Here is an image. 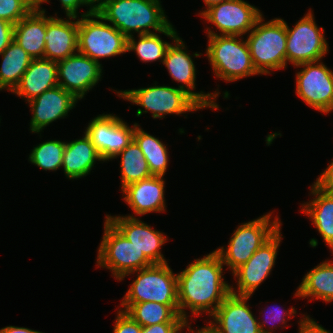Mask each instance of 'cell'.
<instances>
[{"label": "cell", "instance_id": "cell-28", "mask_svg": "<svg viewBox=\"0 0 333 333\" xmlns=\"http://www.w3.org/2000/svg\"><path fill=\"white\" fill-rule=\"evenodd\" d=\"M133 140L145 156L151 174L164 177L169 164L167 145L159 138L145 132L138 123H135Z\"/></svg>", "mask_w": 333, "mask_h": 333}, {"label": "cell", "instance_id": "cell-24", "mask_svg": "<svg viewBox=\"0 0 333 333\" xmlns=\"http://www.w3.org/2000/svg\"><path fill=\"white\" fill-rule=\"evenodd\" d=\"M96 161L104 162L85 132L81 139L66 142L62 168L68 179L86 177L91 173Z\"/></svg>", "mask_w": 333, "mask_h": 333}, {"label": "cell", "instance_id": "cell-6", "mask_svg": "<svg viewBox=\"0 0 333 333\" xmlns=\"http://www.w3.org/2000/svg\"><path fill=\"white\" fill-rule=\"evenodd\" d=\"M272 213L274 212L242 223L232 233L226 248L215 249L223 265H226L229 270L231 269L232 273L245 264L254 252L281 228L282 223L279 216L276 215L272 219Z\"/></svg>", "mask_w": 333, "mask_h": 333}, {"label": "cell", "instance_id": "cell-26", "mask_svg": "<svg viewBox=\"0 0 333 333\" xmlns=\"http://www.w3.org/2000/svg\"><path fill=\"white\" fill-rule=\"evenodd\" d=\"M298 298L333 301V261L325 260L311 269L302 279L294 293Z\"/></svg>", "mask_w": 333, "mask_h": 333}, {"label": "cell", "instance_id": "cell-7", "mask_svg": "<svg viewBox=\"0 0 333 333\" xmlns=\"http://www.w3.org/2000/svg\"><path fill=\"white\" fill-rule=\"evenodd\" d=\"M154 86L131 90H113L119 98H123L135 105L145 108H138L136 116L143 113H152V118H165L168 114L181 115L204 109L190 94L178 87Z\"/></svg>", "mask_w": 333, "mask_h": 333}, {"label": "cell", "instance_id": "cell-36", "mask_svg": "<svg viewBox=\"0 0 333 333\" xmlns=\"http://www.w3.org/2000/svg\"><path fill=\"white\" fill-rule=\"evenodd\" d=\"M189 326L188 322H165L142 327V333H182Z\"/></svg>", "mask_w": 333, "mask_h": 333}, {"label": "cell", "instance_id": "cell-38", "mask_svg": "<svg viewBox=\"0 0 333 333\" xmlns=\"http://www.w3.org/2000/svg\"><path fill=\"white\" fill-rule=\"evenodd\" d=\"M303 315L304 317H301V319L297 321L299 324L298 333H332L314 321L309 315Z\"/></svg>", "mask_w": 333, "mask_h": 333}, {"label": "cell", "instance_id": "cell-30", "mask_svg": "<svg viewBox=\"0 0 333 333\" xmlns=\"http://www.w3.org/2000/svg\"><path fill=\"white\" fill-rule=\"evenodd\" d=\"M118 156H121V190L129 184L152 176L145 156L134 140L113 159H117Z\"/></svg>", "mask_w": 333, "mask_h": 333}, {"label": "cell", "instance_id": "cell-21", "mask_svg": "<svg viewBox=\"0 0 333 333\" xmlns=\"http://www.w3.org/2000/svg\"><path fill=\"white\" fill-rule=\"evenodd\" d=\"M76 20V21H75ZM44 58L63 60L78 52V18L46 15Z\"/></svg>", "mask_w": 333, "mask_h": 333}, {"label": "cell", "instance_id": "cell-14", "mask_svg": "<svg viewBox=\"0 0 333 333\" xmlns=\"http://www.w3.org/2000/svg\"><path fill=\"white\" fill-rule=\"evenodd\" d=\"M280 228L253 256L233 273L237 287L230 285V292L239 296H252L255 290L271 274L282 242Z\"/></svg>", "mask_w": 333, "mask_h": 333}, {"label": "cell", "instance_id": "cell-34", "mask_svg": "<svg viewBox=\"0 0 333 333\" xmlns=\"http://www.w3.org/2000/svg\"><path fill=\"white\" fill-rule=\"evenodd\" d=\"M273 307H275V308H273ZM273 307H272V309H270V307H269V309H268L269 313H266L268 311H265V310L263 311L266 314V316H267V317L266 316L264 317L265 318L264 321L260 322L261 320L258 319L259 320L258 323H259V327H260L261 333H275L274 332L275 330H273V329H276L278 327V326L274 325L275 322L276 323L278 322L279 326H281V325L284 326L285 325L284 327L286 328V326H288L286 324L287 321H288V319L289 318L291 319L292 317L294 318V316H296V314H298L297 310H295L294 307H291L288 310H285V309H283L280 306H273ZM287 317H288V319H287ZM269 322H270V324H273L274 326L273 325L269 326L270 325ZM267 323L269 325H267Z\"/></svg>", "mask_w": 333, "mask_h": 333}, {"label": "cell", "instance_id": "cell-42", "mask_svg": "<svg viewBox=\"0 0 333 333\" xmlns=\"http://www.w3.org/2000/svg\"><path fill=\"white\" fill-rule=\"evenodd\" d=\"M85 1H86L87 5L89 6V9L96 11V9H98L107 0H85Z\"/></svg>", "mask_w": 333, "mask_h": 333}, {"label": "cell", "instance_id": "cell-41", "mask_svg": "<svg viewBox=\"0 0 333 333\" xmlns=\"http://www.w3.org/2000/svg\"><path fill=\"white\" fill-rule=\"evenodd\" d=\"M0 333H44V332L32 330L30 328H25V327H17L9 325L1 328Z\"/></svg>", "mask_w": 333, "mask_h": 333}, {"label": "cell", "instance_id": "cell-44", "mask_svg": "<svg viewBox=\"0 0 333 333\" xmlns=\"http://www.w3.org/2000/svg\"><path fill=\"white\" fill-rule=\"evenodd\" d=\"M187 330L189 331L188 333H208L207 331H205L203 328H199V329H196V331L194 330V328L192 329V327H187Z\"/></svg>", "mask_w": 333, "mask_h": 333}, {"label": "cell", "instance_id": "cell-1", "mask_svg": "<svg viewBox=\"0 0 333 333\" xmlns=\"http://www.w3.org/2000/svg\"><path fill=\"white\" fill-rule=\"evenodd\" d=\"M224 265L214 250L193 262L177 274L179 315L190 325L188 312L194 316H211L231 293L224 280Z\"/></svg>", "mask_w": 333, "mask_h": 333}, {"label": "cell", "instance_id": "cell-37", "mask_svg": "<svg viewBox=\"0 0 333 333\" xmlns=\"http://www.w3.org/2000/svg\"><path fill=\"white\" fill-rule=\"evenodd\" d=\"M313 184L324 192L333 193V160Z\"/></svg>", "mask_w": 333, "mask_h": 333}, {"label": "cell", "instance_id": "cell-11", "mask_svg": "<svg viewBox=\"0 0 333 333\" xmlns=\"http://www.w3.org/2000/svg\"><path fill=\"white\" fill-rule=\"evenodd\" d=\"M205 21L214 25L219 33L206 28L207 36L231 35L243 36L254 28L263 13L244 0H228L199 12Z\"/></svg>", "mask_w": 333, "mask_h": 333}, {"label": "cell", "instance_id": "cell-15", "mask_svg": "<svg viewBox=\"0 0 333 333\" xmlns=\"http://www.w3.org/2000/svg\"><path fill=\"white\" fill-rule=\"evenodd\" d=\"M134 130L135 123L130 127L117 115L103 113L90 120L85 134L106 162L112 160L133 141Z\"/></svg>", "mask_w": 333, "mask_h": 333}, {"label": "cell", "instance_id": "cell-4", "mask_svg": "<svg viewBox=\"0 0 333 333\" xmlns=\"http://www.w3.org/2000/svg\"><path fill=\"white\" fill-rule=\"evenodd\" d=\"M131 274H135L137 277L130 284L120 305L153 301L169 305L179 314L177 273H173L168 263L153 264L131 272L124 275L119 281Z\"/></svg>", "mask_w": 333, "mask_h": 333}, {"label": "cell", "instance_id": "cell-22", "mask_svg": "<svg viewBox=\"0 0 333 333\" xmlns=\"http://www.w3.org/2000/svg\"><path fill=\"white\" fill-rule=\"evenodd\" d=\"M57 85V62L45 58L32 59L12 93L28 102Z\"/></svg>", "mask_w": 333, "mask_h": 333}, {"label": "cell", "instance_id": "cell-16", "mask_svg": "<svg viewBox=\"0 0 333 333\" xmlns=\"http://www.w3.org/2000/svg\"><path fill=\"white\" fill-rule=\"evenodd\" d=\"M250 298L230 293L202 328L208 333H261L259 320L248 303Z\"/></svg>", "mask_w": 333, "mask_h": 333}, {"label": "cell", "instance_id": "cell-27", "mask_svg": "<svg viewBox=\"0 0 333 333\" xmlns=\"http://www.w3.org/2000/svg\"><path fill=\"white\" fill-rule=\"evenodd\" d=\"M0 91L12 92L32 61V57L14 40L0 54Z\"/></svg>", "mask_w": 333, "mask_h": 333}, {"label": "cell", "instance_id": "cell-3", "mask_svg": "<svg viewBox=\"0 0 333 333\" xmlns=\"http://www.w3.org/2000/svg\"><path fill=\"white\" fill-rule=\"evenodd\" d=\"M263 16L246 36L253 66L261 76L286 68L287 41L286 21L274 18L265 22Z\"/></svg>", "mask_w": 333, "mask_h": 333}, {"label": "cell", "instance_id": "cell-17", "mask_svg": "<svg viewBox=\"0 0 333 333\" xmlns=\"http://www.w3.org/2000/svg\"><path fill=\"white\" fill-rule=\"evenodd\" d=\"M102 64L88 56L75 54L57 62L58 85L78 100L92 90L102 79Z\"/></svg>", "mask_w": 333, "mask_h": 333}, {"label": "cell", "instance_id": "cell-23", "mask_svg": "<svg viewBox=\"0 0 333 333\" xmlns=\"http://www.w3.org/2000/svg\"><path fill=\"white\" fill-rule=\"evenodd\" d=\"M46 35V10L35 7L14 25V41L33 59L44 58Z\"/></svg>", "mask_w": 333, "mask_h": 333}, {"label": "cell", "instance_id": "cell-33", "mask_svg": "<svg viewBox=\"0 0 333 333\" xmlns=\"http://www.w3.org/2000/svg\"><path fill=\"white\" fill-rule=\"evenodd\" d=\"M36 7V0H0V19L15 25Z\"/></svg>", "mask_w": 333, "mask_h": 333}, {"label": "cell", "instance_id": "cell-10", "mask_svg": "<svg viewBox=\"0 0 333 333\" xmlns=\"http://www.w3.org/2000/svg\"><path fill=\"white\" fill-rule=\"evenodd\" d=\"M293 28L286 22V68L287 64L294 66L320 61L329 51V44L324 36V28L318 27L313 11L308 10Z\"/></svg>", "mask_w": 333, "mask_h": 333}, {"label": "cell", "instance_id": "cell-39", "mask_svg": "<svg viewBox=\"0 0 333 333\" xmlns=\"http://www.w3.org/2000/svg\"><path fill=\"white\" fill-rule=\"evenodd\" d=\"M14 40V25L10 22L0 19V54Z\"/></svg>", "mask_w": 333, "mask_h": 333}, {"label": "cell", "instance_id": "cell-31", "mask_svg": "<svg viewBox=\"0 0 333 333\" xmlns=\"http://www.w3.org/2000/svg\"><path fill=\"white\" fill-rule=\"evenodd\" d=\"M137 37L138 41L133 36L127 38V52L134 51L141 62L151 63L158 60L162 63L171 43L162 40L157 33Z\"/></svg>", "mask_w": 333, "mask_h": 333}, {"label": "cell", "instance_id": "cell-18", "mask_svg": "<svg viewBox=\"0 0 333 333\" xmlns=\"http://www.w3.org/2000/svg\"><path fill=\"white\" fill-rule=\"evenodd\" d=\"M153 264L167 263L161 248L168 241L167 235L153 229L137 217L105 216Z\"/></svg>", "mask_w": 333, "mask_h": 333}, {"label": "cell", "instance_id": "cell-25", "mask_svg": "<svg viewBox=\"0 0 333 333\" xmlns=\"http://www.w3.org/2000/svg\"><path fill=\"white\" fill-rule=\"evenodd\" d=\"M312 200L302 204L301 212L311 219L322 239L333 253V193L324 192L314 184L310 186Z\"/></svg>", "mask_w": 333, "mask_h": 333}, {"label": "cell", "instance_id": "cell-13", "mask_svg": "<svg viewBox=\"0 0 333 333\" xmlns=\"http://www.w3.org/2000/svg\"><path fill=\"white\" fill-rule=\"evenodd\" d=\"M185 42L178 36L172 41V44L168 47L163 65L167 68L169 75L172 79L178 83V88L186 91L190 94L204 109L211 108V110H218L219 106L217 102V97L219 96V91L216 89L214 93H205L203 91L194 92L192 90L196 89V68L193 61V57H200L202 53L195 52L192 55L186 50Z\"/></svg>", "mask_w": 333, "mask_h": 333}, {"label": "cell", "instance_id": "cell-19", "mask_svg": "<svg viewBox=\"0 0 333 333\" xmlns=\"http://www.w3.org/2000/svg\"><path fill=\"white\" fill-rule=\"evenodd\" d=\"M78 99L59 85L44 91L41 95L29 100L32 118L30 120V131L40 133L43 129L58 119L68 116Z\"/></svg>", "mask_w": 333, "mask_h": 333}, {"label": "cell", "instance_id": "cell-43", "mask_svg": "<svg viewBox=\"0 0 333 333\" xmlns=\"http://www.w3.org/2000/svg\"><path fill=\"white\" fill-rule=\"evenodd\" d=\"M224 1H228V0H203V2L206 5V8H205L206 10L208 8H210L211 6L219 4V3L224 2Z\"/></svg>", "mask_w": 333, "mask_h": 333}, {"label": "cell", "instance_id": "cell-29", "mask_svg": "<svg viewBox=\"0 0 333 333\" xmlns=\"http://www.w3.org/2000/svg\"><path fill=\"white\" fill-rule=\"evenodd\" d=\"M119 309L125 311L142 327L165 322H187L169 305L153 301L135 303L133 305H120Z\"/></svg>", "mask_w": 333, "mask_h": 333}, {"label": "cell", "instance_id": "cell-12", "mask_svg": "<svg viewBox=\"0 0 333 333\" xmlns=\"http://www.w3.org/2000/svg\"><path fill=\"white\" fill-rule=\"evenodd\" d=\"M296 73L295 93L312 109L324 114L333 111V71L323 62L303 63Z\"/></svg>", "mask_w": 333, "mask_h": 333}, {"label": "cell", "instance_id": "cell-35", "mask_svg": "<svg viewBox=\"0 0 333 333\" xmlns=\"http://www.w3.org/2000/svg\"><path fill=\"white\" fill-rule=\"evenodd\" d=\"M113 333H142V326L118 308Z\"/></svg>", "mask_w": 333, "mask_h": 333}, {"label": "cell", "instance_id": "cell-45", "mask_svg": "<svg viewBox=\"0 0 333 333\" xmlns=\"http://www.w3.org/2000/svg\"><path fill=\"white\" fill-rule=\"evenodd\" d=\"M46 2H49V0H36V7H41V5Z\"/></svg>", "mask_w": 333, "mask_h": 333}, {"label": "cell", "instance_id": "cell-9", "mask_svg": "<svg viewBox=\"0 0 333 333\" xmlns=\"http://www.w3.org/2000/svg\"><path fill=\"white\" fill-rule=\"evenodd\" d=\"M104 234L97 251L96 266L111 271L116 280L153 265L106 217Z\"/></svg>", "mask_w": 333, "mask_h": 333}, {"label": "cell", "instance_id": "cell-20", "mask_svg": "<svg viewBox=\"0 0 333 333\" xmlns=\"http://www.w3.org/2000/svg\"><path fill=\"white\" fill-rule=\"evenodd\" d=\"M164 188L165 180L163 176L153 175L124 187L121 190L123 193L122 199L134 212V215L129 214L125 216L135 218V215L141 216L152 212H166Z\"/></svg>", "mask_w": 333, "mask_h": 333}, {"label": "cell", "instance_id": "cell-2", "mask_svg": "<svg viewBox=\"0 0 333 333\" xmlns=\"http://www.w3.org/2000/svg\"><path fill=\"white\" fill-rule=\"evenodd\" d=\"M164 11L161 0H107L95 12L127 38L156 31L175 40L179 33Z\"/></svg>", "mask_w": 333, "mask_h": 333}, {"label": "cell", "instance_id": "cell-5", "mask_svg": "<svg viewBox=\"0 0 333 333\" xmlns=\"http://www.w3.org/2000/svg\"><path fill=\"white\" fill-rule=\"evenodd\" d=\"M206 56L215 78L234 82L259 75L253 66L247 40L243 36H207Z\"/></svg>", "mask_w": 333, "mask_h": 333}, {"label": "cell", "instance_id": "cell-8", "mask_svg": "<svg viewBox=\"0 0 333 333\" xmlns=\"http://www.w3.org/2000/svg\"><path fill=\"white\" fill-rule=\"evenodd\" d=\"M78 18V52L99 62L127 52V37L92 9ZM94 18V19H93ZM96 18V19H95Z\"/></svg>", "mask_w": 333, "mask_h": 333}, {"label": "cell", "instance_id": "cell-32", "mask_svg": "<svg viewBox=\"0 0 333 333\" xmlns=\"http://www.w3.org/2000/svg\"><path fill=\"white\" fill-rule=\"evenodd\" d=\"M66 142L47 140L33 147L28 160L31 164L45 171H56L62 168Z\"/></svg>", "mask_w": 333, "mask_h": 333}, {"label": "cell", "instance_id": "cell-40", "mask_svg": "<svg viewBox=\"0 0 333 333\" xmlns=\"http://www.w3.org/2000/svg\"><path fill=\"white\" fill-rule=\"evenodd\" d=\"M61 7L63 8L66 17H79L78 9L82 6L88 7L85 0H59Z\"/></svg>", "mask_w": 333, "mask_h": 333}]
</instances>
